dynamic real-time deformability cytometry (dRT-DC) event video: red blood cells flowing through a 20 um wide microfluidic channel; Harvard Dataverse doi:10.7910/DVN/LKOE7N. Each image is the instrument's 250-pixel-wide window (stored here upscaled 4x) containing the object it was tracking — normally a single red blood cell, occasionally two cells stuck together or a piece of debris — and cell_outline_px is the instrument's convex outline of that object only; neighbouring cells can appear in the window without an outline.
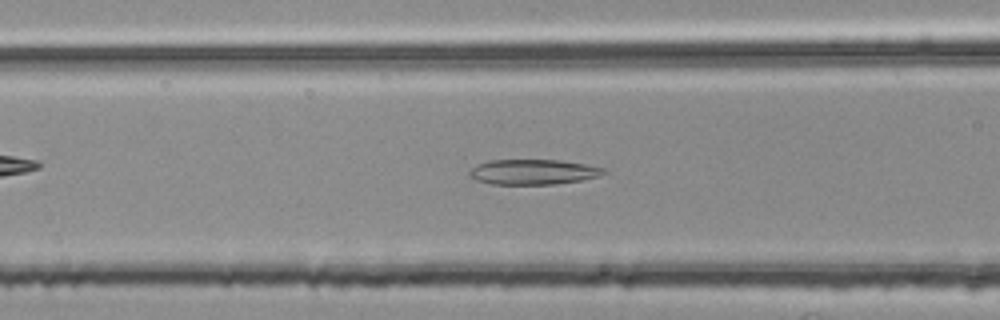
{"species": "common noctule bat (a hibernating species)", "species_latin": "Nyctalus noctula", "temperature_condition": "room temperature", "stored_images_in_passage": 44, "camera_frame_rate_fps": 3000, "um_per_image_px": 0.085, "animal": {"sex": "female", "body_mass_g": 25.1}, "frame": {"image": 1, "passage_image": 14, "time_ms": 4.333, "image_size_px": [1000, 320], "cell_outline_px": [[604, 172], [600, 176], [580, 180], [556, 184], [492, 184], [476, 180], [468, 176], [468, 172], [476, 164], [488, 160], [556, 160], [584, 164], [604, 168]], "centroid_in_image_um": [45.25, 14.61], "position_along_channel_um": 121.4, "area_um2": 19.59}}
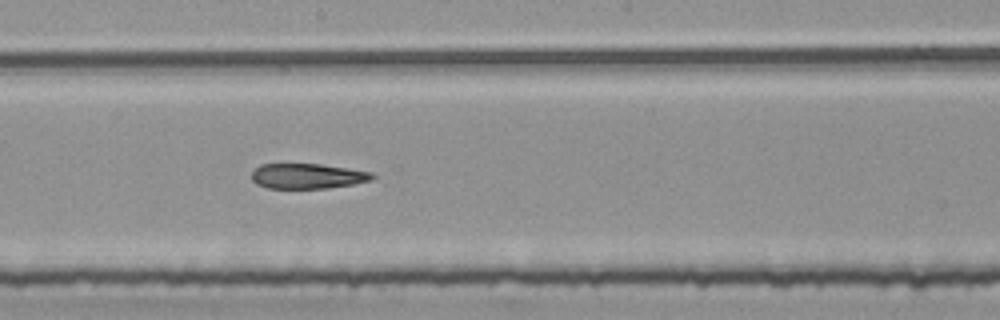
{"frame": {"image": 2, "passage_image": 22, "time_ms": 7.0, "image_size_px": [1000, 320], "cell_outline_px": [[376, 176], [372, 180], [352, 184], [328, 188], [268, 188], [256, 184], [252, 180], [252, 172], [260, 164], [320, 164], [372, 172]], "centroid_in_image_um": [26.13, 14.97], "position_along_channel_um": 222.1, "area_um2": 17.63}}
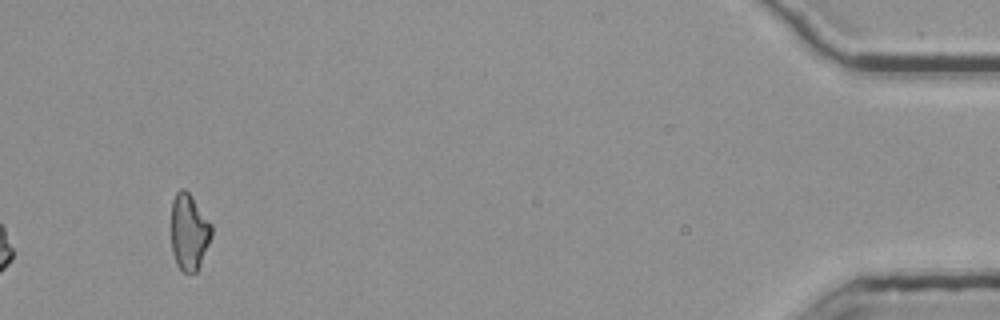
{"frame": {"image": 3, "passage_image": 44, "time_ms": 14.333, "image_size_px": [1000, 320], "cell_outline_px": [[212, 236], [200, 264], [196, 272], [184, 272], [176, 264], [172, 252], [172, 200], [176, 192], [180, 188], [184, 188], [192, 196], [212, 224]], "centroid_in_image_um": [16.07, 19.69], "position_along_channel_um": 419.1, "area_um2": 17.92}, "authors_computed_cell_mechanics": {"area_um2": 19.1318, "velocity_mm_per_s": 3.7747, "shape_relaxation_time_tau1_ms": null, "shape_relaxation_time_tau2_ms": 7.6836, "deformation_change_tau1": null, "deformation_change_tau2": 0.199}}